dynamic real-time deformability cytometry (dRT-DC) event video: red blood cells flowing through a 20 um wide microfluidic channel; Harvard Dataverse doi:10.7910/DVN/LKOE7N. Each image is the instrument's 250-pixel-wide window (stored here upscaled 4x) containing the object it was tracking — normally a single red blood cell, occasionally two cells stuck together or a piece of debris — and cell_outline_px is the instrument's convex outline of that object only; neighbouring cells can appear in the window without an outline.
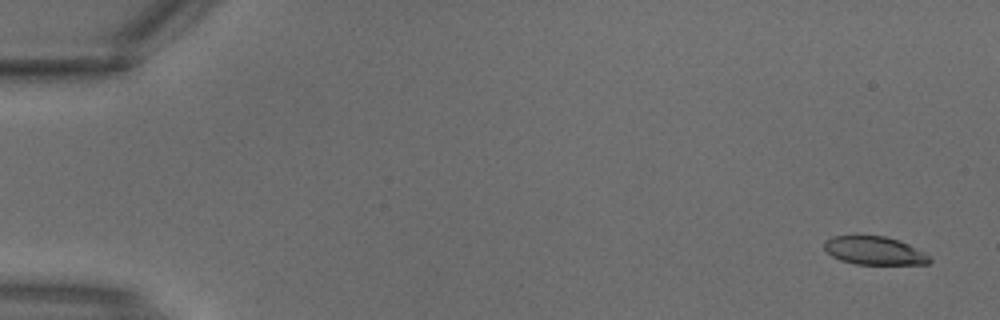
{"species": "common noctule bat (a hibernating species)", "species_latin": "Nyctalus noctula", "temperature_condition": "warm", "stored_images_in_passage": 3, "camera_frame_rate_fps": 3000, "um_per_image_px": 0.085, "animal": {"sex": "male", "body_mass_g": 18.8}, "frame": {"image": 1, "passage_image": 1, "time_ms": 0.0, "image_size_px": [1000, 320], "cell_outline_px": [[932, 260], [928, 264], [856, 264], [840, 260], [832, 256], [824, 248], [824, 240], [832, 236], [856, 232], [884, 236], [900, 240], [924, 252]], "centroid_in_image_um": [74.25, 21.25], "position_along_channel_um": 10.7, "area_um2": 18.03}}